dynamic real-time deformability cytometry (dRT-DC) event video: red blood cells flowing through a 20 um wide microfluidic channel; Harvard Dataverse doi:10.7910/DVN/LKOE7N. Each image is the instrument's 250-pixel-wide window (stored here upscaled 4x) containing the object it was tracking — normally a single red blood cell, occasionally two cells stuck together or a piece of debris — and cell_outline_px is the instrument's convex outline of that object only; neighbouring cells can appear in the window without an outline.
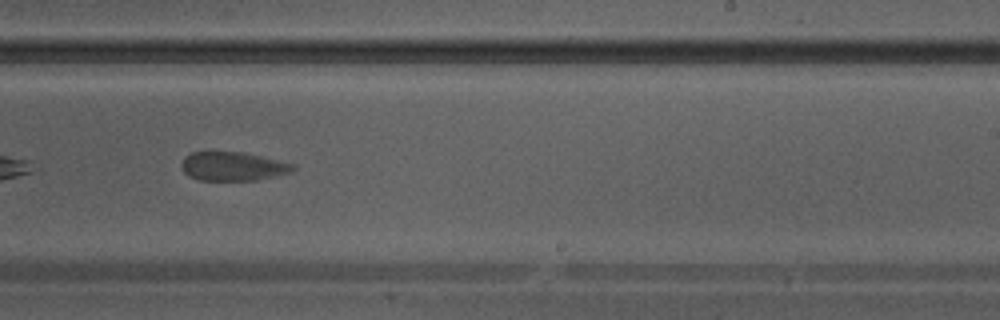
{"species": "Egyptian fruit bat (a non-hibernating species)", "species_latin": "Rousettus aegyptiacus", "temperature_condition": "warm", "stored_images_in_passage": 29, "camera_frame_rate_fps": 3000, "um_per_image_px": 0.085, "animal": {"sex": "male"}, "frame": {"image": 1, "passage_image": 13, "time_ms": 4.0, "image_size_px": [1000, 320], "cell_outline_px": [[296, 168], [292, 172], [276, 176], [256, 180], [200, 180], [188, 176], [184, 172], [180, 164], [184, 156], [192, 152], [240, 152], [260, 156], [296, 164]], "centroid_in_image_um": [19.79, 14.14], "position_along_channel_um": 269.2, "area_um2": 18.79}}
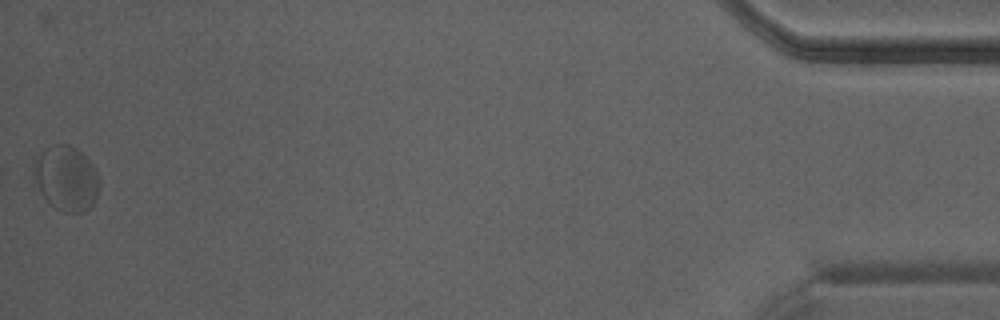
{"frame": {"image": 2, "passage_image": 28, "time_ms": 9.0, "image_size_px": [1000, 320], "cell_outline_px": [[100, 188], [92, 204], [88, 208], [80, 212], [64, 212], [56, 208], [44, 196], [36, 180], [32, 168], [36, 160], [48, 148], [56, 144], [68, 144], [76, 148], [92, 164], [100, 180]], "centroid_in_image_um": [5.67, 15.16], "position_along_channel_um": 429.5, "area_um2": 24.04}}